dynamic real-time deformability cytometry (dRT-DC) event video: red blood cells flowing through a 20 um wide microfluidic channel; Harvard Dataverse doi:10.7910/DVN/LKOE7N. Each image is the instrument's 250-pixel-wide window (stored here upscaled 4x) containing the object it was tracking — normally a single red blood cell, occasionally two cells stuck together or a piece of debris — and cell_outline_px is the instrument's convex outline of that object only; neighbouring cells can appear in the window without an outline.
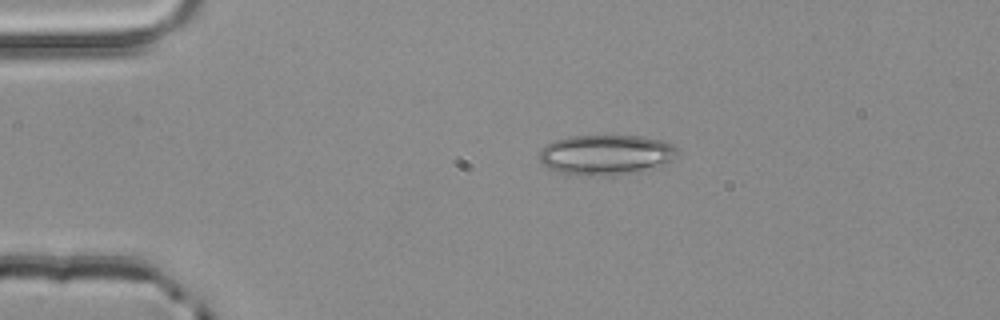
{"species": "common noctule bat (a hibernating species)", "species_latin": "Nyctalus noctula", "temperature_condition": "room temperature", "stored_images_in_passage": 3, "segment_of_instrument_passage": [1, 2], "camera_frame_rate_fps": 3000, "um_per_image_px": 0.085, "animal": {"sex": "male", "body_mass_g": 20.4}, "frame": {"image": 1, "passage_image": 1, "time_ms": 0.0, "image_size_px": [1000, 320], "cell_outline_px": [[680, 152], [672, 160], [656, 168], [640, 172], [612, 176], [584, 176], [560, 172], [548, 168], [540, 160], [540, 148], [544, 144], [568, 136], [640, 136], [664, 140], [672, 144]], "centroid_in_image_um": [51.54, 13.17], "position_along_channel_um": 33.5, "area_um2": 32.89}}